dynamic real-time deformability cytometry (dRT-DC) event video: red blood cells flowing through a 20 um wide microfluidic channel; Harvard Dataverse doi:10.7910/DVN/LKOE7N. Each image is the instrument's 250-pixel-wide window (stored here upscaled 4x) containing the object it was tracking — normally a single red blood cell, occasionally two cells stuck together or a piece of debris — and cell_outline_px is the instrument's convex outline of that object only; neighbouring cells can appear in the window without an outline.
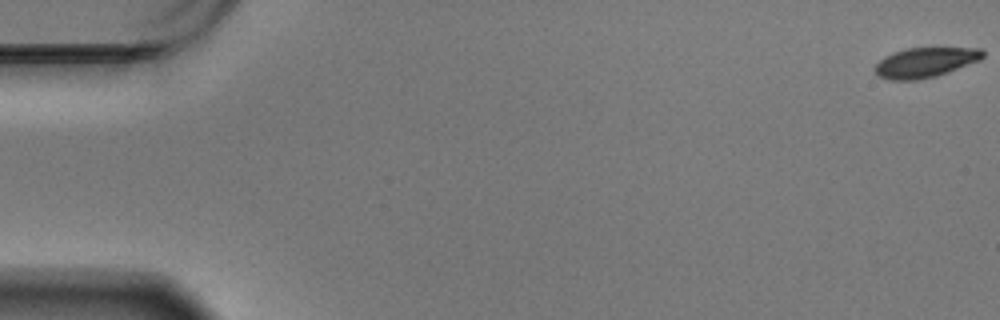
{"species": "Egyptian fruit bat (a non-hibernating species)", "species_latin": "Rousettus aegyptiacus", "temperature_condition": "warm", "stored_images_in_passage": 60, "camera_frame_rate_fps": 3000, "um_per_image_px": 0.085, "animal": {"sex": "male"}, "frame": {"image": 1, "passage_image": 1, "time_ms": 0.0, "image_size_px": [1000, 320], "cell_outline_px": [[984, 56], [980, 60], [948, 72], [936, 76], [916, 80], [888, 80], [876, 76], [872, 68], [884, 56], [908, 48], [980, 48], [984, 52]], "centroid_in_image_um": [78.6, 5.32], "position_along_channel_um": 6.4, "area_um2": 18.84}}
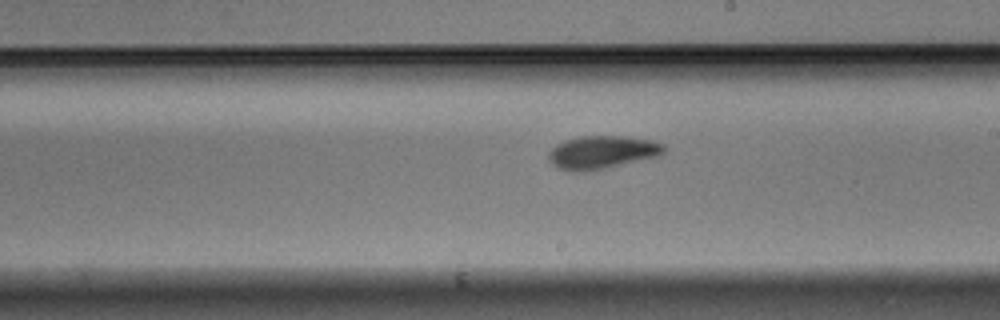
{"frame": {"image": 2, "passage_image": 35, "time_ms": 11.333, "image_size_px": [1000, 320], "cell_outline_px": [[664, 152], [660, 156], [604, 168], [584, 172], [572, 172], [560, 168], [552, 164], [548, 160], [548, 152], [556, 144], [564, 140], [580, 136], [628, 136], [652, 140], [664, 144]], "centroid_in_image_um": [51.16, 12.94], "position_along_channel_um": 237.8, "area_um2": 22.37}}
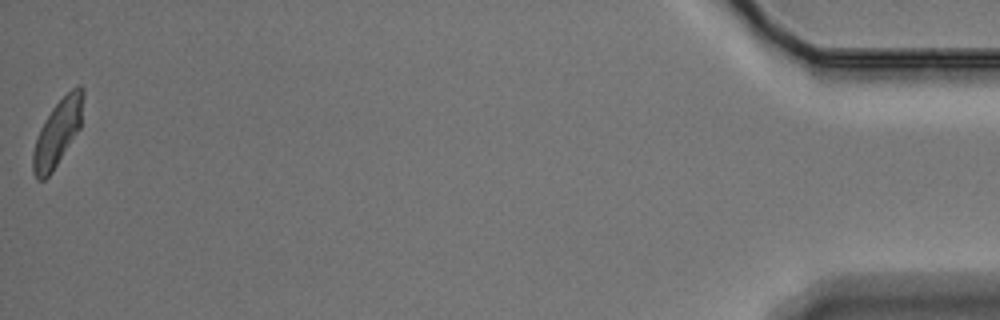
{"frame": {"image": 3, "passage_image": 60, "time_ms": 19.667, "image_size_px": [1000, 320], "cell_outline_px": [[84, 96], [80, 128], [52, 172], [44, 180], [36, 180], [32, 172], [32, 152], [40, 128], [44, 120], [52, 108], [76, 84], [80, 84], [84, 88]], "centroid_in_image_um": [4.89, 11.27], "position_along_channel_um": 430.3, "area_um2": 19.42}, "authors_computed_cell_mechanics": {"area_um2": 20.4612, "velocity_mm_per_s": 3.4389, "shape_relaxation_time_tau1_ms": 4.0324, "shape_relaxation_time_tau2_ms": 3.8109, "deformation_change_tau1": 0.1337, "deformation_change_tau2": 0.0922}}